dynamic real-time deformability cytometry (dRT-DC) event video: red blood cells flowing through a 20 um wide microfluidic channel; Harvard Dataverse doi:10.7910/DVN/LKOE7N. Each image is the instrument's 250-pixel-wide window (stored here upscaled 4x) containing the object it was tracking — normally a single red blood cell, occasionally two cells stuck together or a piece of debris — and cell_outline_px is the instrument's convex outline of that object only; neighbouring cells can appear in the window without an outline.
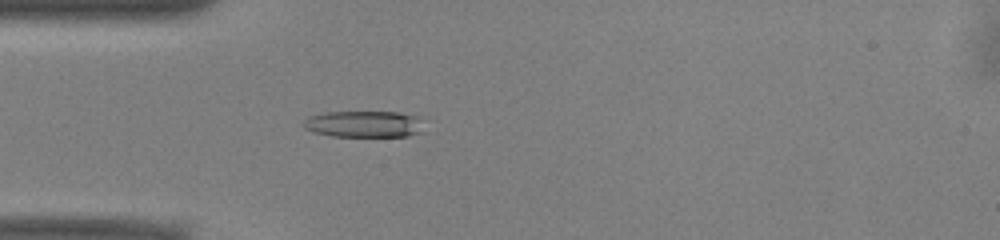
{"species": "common noctule bat (a hibernating species)", "species_latin": "Nyctalus noctula", "temperature_condition": "warm", "stored_images_in_passage": 47, "camera_frame_rate_fps": 3000, "um_per_image_px": 0.085, "animal": {"sex": "male", "body_mass_g": 13.0, "forearm_length_mm": 53.1}, "frame": {"image": 1, "passage_image": 10, "time_ms": 3.0, "image_size_px": [1000, 240], "cell_outline_px": [[424, 132], [408, 136], [332, 136], [312, 132], [304, 128], [300, 124], [308, 116], [324, 112], [400, 112], [416, 116], [420, 120]], "centroid_in_image_um": [30.9, 10.55], "position_along_channel_um": 54.1, "area_um2": 18.84}}
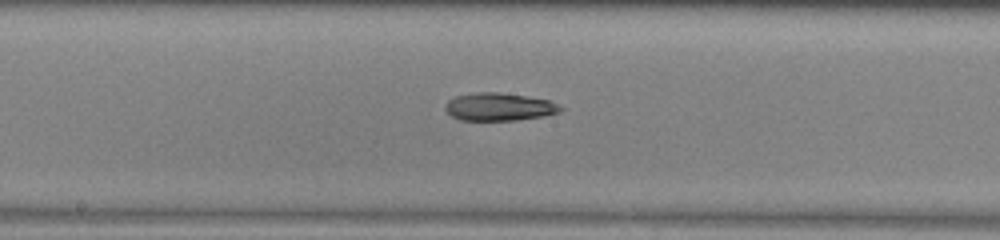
{"frame": {"image": 2, "passage_image": 22, "time_ms": 7.0, "image_size_px": [1000, 240], "cell_outline_px": [[564, 108], [560, 112], [544, 116], [516, 120], [460, 120], [452, 116], [444, 108], [448, 100], [456, 96], [476, 92], [500, 92], [528, 96], [548, 100]], "centroid_in_image_um": [42.43, 9.08], "position_along_channel_um": 205.8, "area_um2": 18.67}}
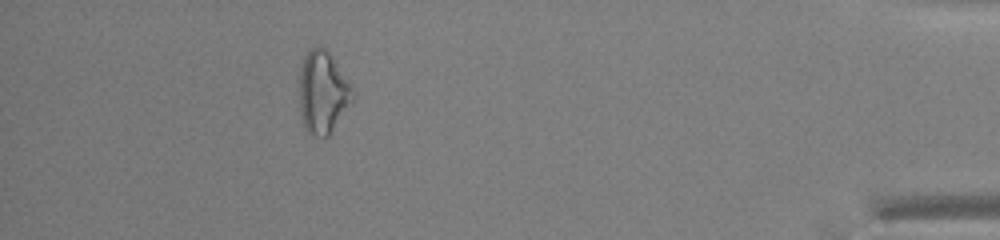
{"frame": {"image": 3, "passage_image": 42, "time_ms": 13.667, "image_size_px": [1000, 240], "cell_outline_px": [[352, 100], [328, 136], [324, 140], [312, 136], [304, 128], [300, 112], [300, 68], [304, 56], [308, 48], [320, 44], [328, 52], [348, 84], [352, 92]], "centroid_in_image_um": [27.37, 7.87], "position_along_channel_um": 407.8, "area_um2": 25.09}, "authors_computed_cell_mechanics": {"area_um2": 19.652, "velocity_mm_per_s": 3.9301, "shape_relaxation_time_tau1_ms": 11.1855, "shape_relaxation_time_tau2_ms": null, "deformation_change_tau1": 0.2364, "deformation_change_tau2": null}}